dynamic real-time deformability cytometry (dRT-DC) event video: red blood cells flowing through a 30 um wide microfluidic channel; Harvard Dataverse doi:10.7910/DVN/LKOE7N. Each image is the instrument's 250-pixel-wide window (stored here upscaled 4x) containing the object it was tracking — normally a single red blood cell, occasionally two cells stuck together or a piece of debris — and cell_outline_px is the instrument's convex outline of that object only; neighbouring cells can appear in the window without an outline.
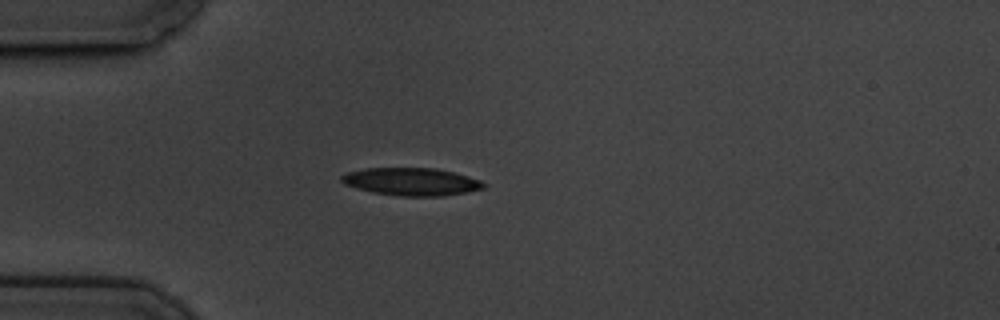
{"species": "common noctule bat (a hibernating species)", "species_latin": "Nyctalus noctula", "temperature_condition": "cold", "stored_images_in_passage": 44, "camera_frame_rate_fps": 3000, "um_per_image_px": 0.085, "animal": {"sex": "male", "body_mass_g": 19.5, "forearm_length_mm": 54.6}, "frame": {"image": 1, "passage_image": 1, "time_ms": 0.0, "image_size_px": [1000, 320], "cell_outline_px": [[488, 184], [484, 188], [468, 192], [444, 196], [400, 196], [372, 192], [356, 188], [344, 184], [340, 180], [340, 176], [348, 172], [364, 168], [436, 168], [468, 176], [480, 180]], "centroid_in_image_um": [34.98, 15.44], "position_along_channel_um": 50.0, "area_um2": 23.06}}
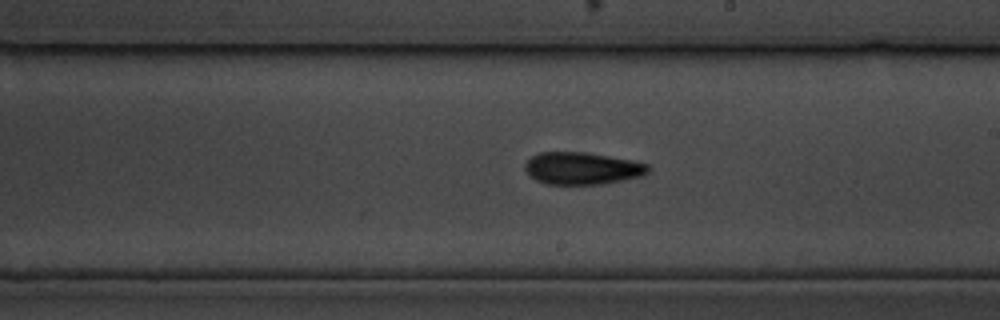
{"frame": {"image": 2, "passage_image": 19, "time_ms": 6.0, "image_size_px": [1000, 320], "cell_outline_px": [[652, 168], [644, 176], [600, 184], [544, 184], [528, 176], [524, 168], [524, 164], [532, 156], [540, 152], [584, 152], [632, 160], [648, 164]], "centroid_in_image_um": [49.48, 14.31], "position_along_channel_um": 239.5, "area_um2": 23.29}}
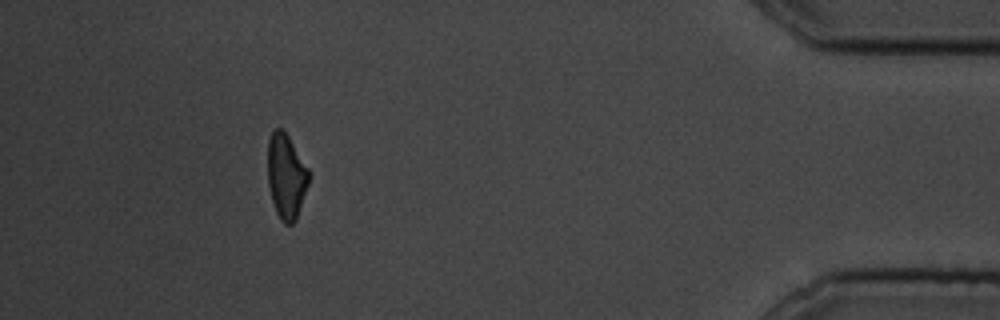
{"frame": {"image": 3, "passage_image": 39, "time_ms": 12.667, "image_size_px": [1000, 320], "cell_outline_px": [[312, 176], [296, 220], [292, 224], [284, 224], [280, 220], [276, 212], [272, 200], [268, 184], [268, 140], [272, 132], [276, 128], [280, 128], [288, 136], [308, 168]], "centroid_in_image_um": [24.35, 15.02], "position_along_channel_um": 410.9, "area_um2": 20.46}, "authors_computed_cell_mechanics": {"area_um2": 22.2241, "velocity_mm_per_s": 3.3767, "shape_relaxation_time_tau1_ms": 5.1207, "shape_relaxation_time_tau2_ms": 7.0874, "deformation_change_tau1": 0.1786, "deformation_change_tau2": 0.1783}}